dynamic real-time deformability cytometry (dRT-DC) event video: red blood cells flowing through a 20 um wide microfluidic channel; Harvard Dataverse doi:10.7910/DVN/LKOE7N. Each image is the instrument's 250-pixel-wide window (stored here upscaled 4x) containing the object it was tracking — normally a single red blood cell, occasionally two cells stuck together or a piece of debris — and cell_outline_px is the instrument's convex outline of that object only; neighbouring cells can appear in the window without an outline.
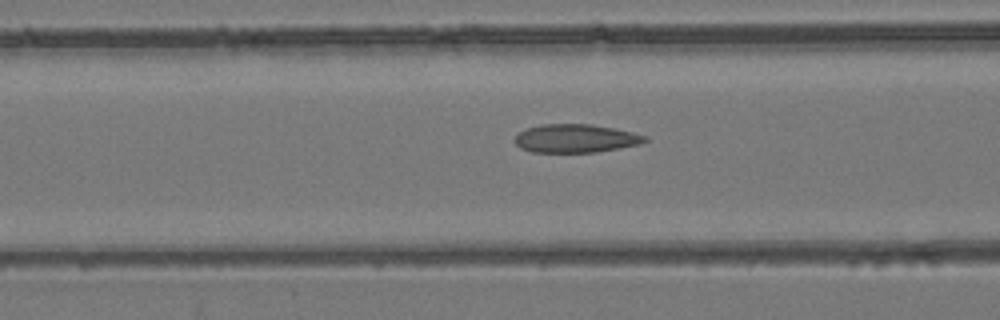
{"species": "common noctule bat (a hibernating species)", "species_latin": "Nyctalus noctula", "temperature_condition": "room temperature", "stored_images_in_passage": 54, "camera_frame_rate_fps": 3000, "um_per_image_px": 0.085, "animal": {"sex": "female", "body_mass_g": 24.6, "forearm_length_mm": 56.2}, "frame": {"image": 1, "passage_image": 22, "time_ms": 7.0, "image_size_px": [1000, 320], "cell_outline_px": [[648, 140], [640, 144], [620, 148], [596, 152], [532, 152], [520, 148], [516, 144], [516, 136], [520, 132], [528, 128], [544, 124], [592, 124], [632, 132], [648, 136]], "centroid_in_image_um": [48.96, 11.77], "position_along_channel_um": 117.6, "area_um2": 21.39}}
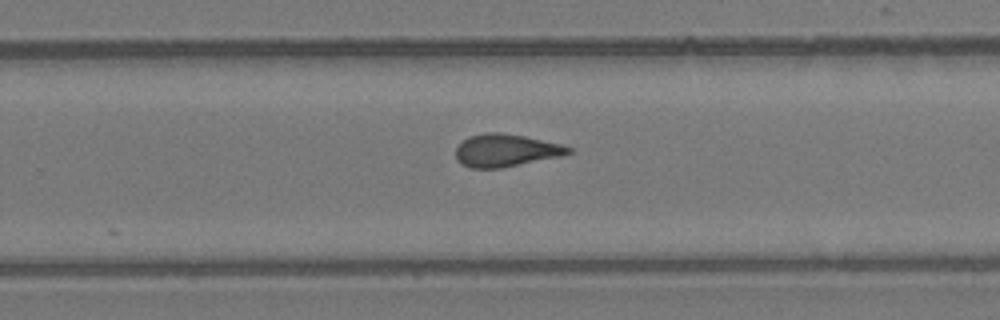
{"frame": {"image": 2, "passage_image": 35, "time_ms": 11.333, "image_size_px": [1000, 320], "cell_outline_px": [[572, 152], [560, 156], [500, 168], [468, 168], [460, 164], [456, 160], [456, 148], [468, 136], [484, 132], [500, 132], [524, 136], [560, 144], [572, 148]], "centroid_in_image_um": [42.94, 12.78], "position_along_channel_um": 286.9, "area_um2": 21.33}}
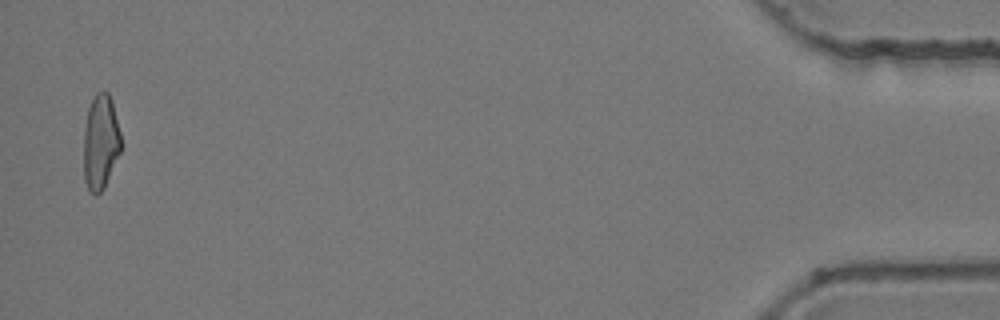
{"frame": {"image": 3, "passage_image": 53, "time_ms": 17.333, "image_size_px": [1000, 320], "cell_outline_px": [[120, 152], [104, 188], [96, 196], [88, 192], [84, 180], [84, 128], [88, 108], [96, 92], [108, 92], [112, 100], [120, 132]], "centroid_in_image_um": [8.53, 12.11], "position_along_channel_um": 426.7, "area_um2": 20.69}, "authors_computed_cell_mechanics": {"area_um2": 21.4438, "velocity_mm_per_s": 3.9068, "shape_relaxation_time_tau1_ms": null, "shape_relaxation_time_tau2_ms": 2.7712, "deformation_change_tau1": null, "deformation_change_tau2": 0.0972}}